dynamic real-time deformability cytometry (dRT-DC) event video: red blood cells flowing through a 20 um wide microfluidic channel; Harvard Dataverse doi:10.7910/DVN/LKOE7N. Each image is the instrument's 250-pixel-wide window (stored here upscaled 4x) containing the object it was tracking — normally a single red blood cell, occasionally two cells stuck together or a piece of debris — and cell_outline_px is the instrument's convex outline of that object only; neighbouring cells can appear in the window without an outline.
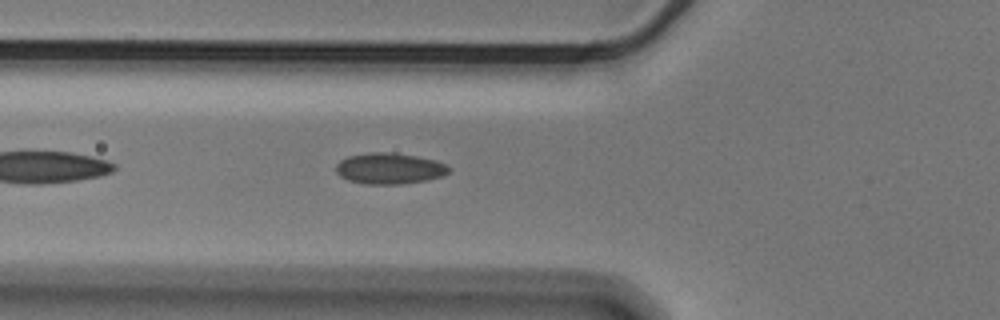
{"species": "Egyptian fruit bat (a non-hibernating species)", "species_latin": "Rousettus aegyptiacus", "temperature_condition": "cold", "stored_images_in_passage": 41, "camera_frame_rate_fps": 3000, "um_per_image_px": 0.085, "animal": {"sex": "male"}, "frame": {"image": 1, "passage_image": 5, "time_ms": 1.333, "image_size_px": [1000, 320], "cell_outline_px": [[452, 168], [444, 176], [428, 180], [400, 184], [364, 184], [348, 180], [340, 176], [336, 172], [336, 164], [340, 160], [348, 156], [368, 152], [392, 152], [416, 156], [436, 160]], "centroid_in_image_um": [33.11, 14.32], "position_along_channel_um": 92.7, "area_um2": 20.63}}
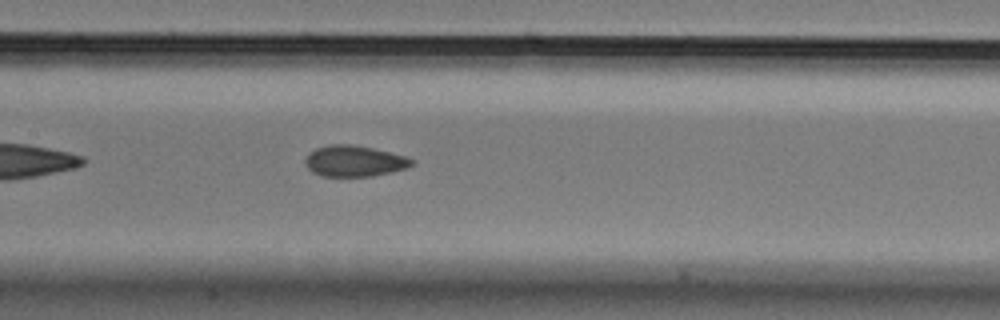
{"frame": {"image": 2, "passage_image": 12, "time_ms": 3.667, "image_size_px": [1000, 320], "cell_outline_px": [[416, 164], [392, 172], [372, 176], [320, 176], [312, 172], [308, 168], [304, 160], [308, 152], [316, 148], [332, 144], [352, 144], [372, 148], [404, 156], [412, 160]], "centroid_in_image_um": [30.07, 13.69], "position_along_channel_um": 177.3, "area_um2": 19.19}}
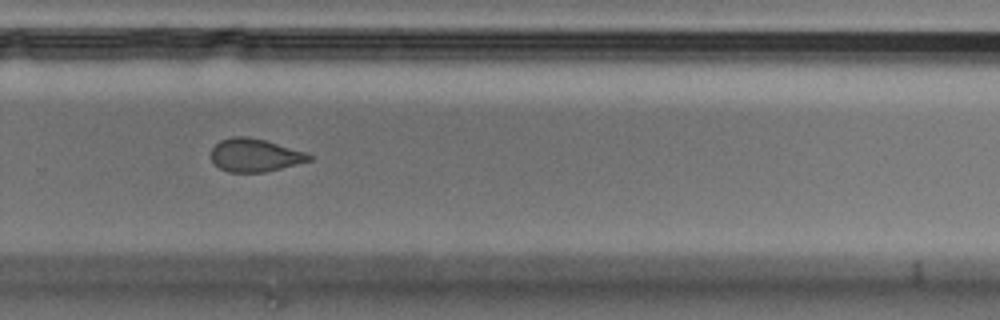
{"frame": {"image": 3, "passage_image": 23, "time_ms": 7.333, "image_size_px": [1000, 320], "cell_outline_px": [[312, 160], [264, 172], [228, 172], [220, 168], [212, 160], [212, 148], [220, 140], [232, 136], [244, 136], [264, 140], [304, 152], [312, 156]], "centroid_in_image_um": [21.63, 13.19], "position_along_channel_um": 308.2, "area_um2": 18.5}}